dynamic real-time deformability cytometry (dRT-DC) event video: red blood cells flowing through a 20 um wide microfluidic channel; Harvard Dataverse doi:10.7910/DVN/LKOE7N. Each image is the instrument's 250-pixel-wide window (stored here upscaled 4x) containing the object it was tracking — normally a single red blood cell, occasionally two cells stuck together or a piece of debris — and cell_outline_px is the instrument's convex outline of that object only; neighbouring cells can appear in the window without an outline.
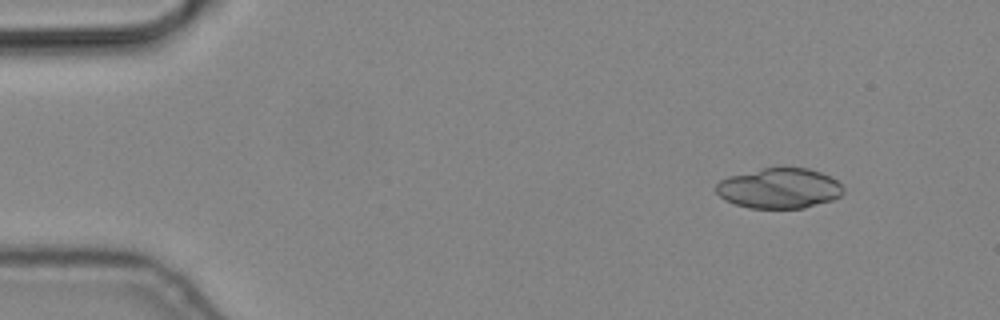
{"species": "common noctule bat (a hibernating species)", "species_latin": "Nyctalus noctula", "temperature_condition": "cold", "stored_images_in_passage": 2, "camera_frame_rate_fps": 3000, "um_per_image_px": 0.085, "animal": {"sex": "male", "body_mass_g": 19.2, "forearm_length_mm": 51.8}, "frame": {"image": 1, "passage_image": 1, "time_ms": 0.0, "image_size_px": [1000, 320], "cell_outline_px": [[844, 192], [840, 196], [832, 200], [804, 208], [748, 208], [724, 200], [716, 192], [716, 184], [720, 180], [728, 176], [780, 164], [784, 164], [808, 168], [832, 176], [844, 188]], "centroid_in_image_um": [66.25, 15.96], "position_along_channel_um": 18.7, "area_um2": 30.63}}